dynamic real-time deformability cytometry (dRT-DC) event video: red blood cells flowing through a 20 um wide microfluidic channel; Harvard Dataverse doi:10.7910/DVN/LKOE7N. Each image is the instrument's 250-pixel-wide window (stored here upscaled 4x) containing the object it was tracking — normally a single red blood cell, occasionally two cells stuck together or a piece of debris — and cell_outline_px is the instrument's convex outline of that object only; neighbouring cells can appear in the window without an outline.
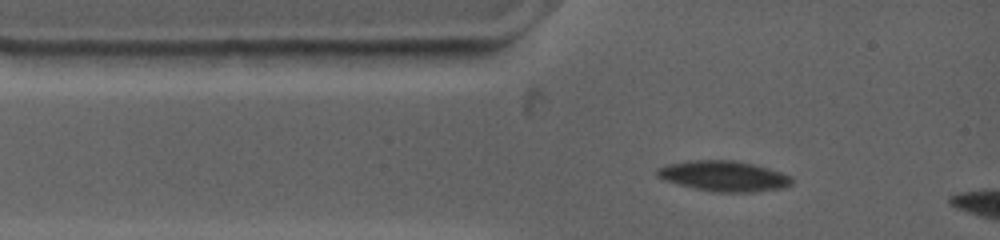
{"species": "common noctule bat (a hibernating species)", "species_latin": "Nyctalus noctula", "temperature_condition": "warm", "stored_images_in_passage": 3, "camera_frame_rate_fps": 4500, "um_per_image_px": 0.085, "animal": {"sex": "female", "body_mass_g": 19.0, "forearm_length_mm": 53.3}, "frame": {"image": 1, "passage_image": 1, "time_ms": 0.0, "image_size_px": [1000, 240], "cell_outline_px": [[792, 184], [784, 188], [752, 192], [712, 192], [692, 188], [664, 180], [656, 176], [656, 168], [668, 164], [692, 160], [732, 160], [752, 164], [768, 168], [792, 176]], "centroid_in_image_um": [61.51, 14.97], "position_along_channel_um": 23.5, "area_um2": 23.99}}